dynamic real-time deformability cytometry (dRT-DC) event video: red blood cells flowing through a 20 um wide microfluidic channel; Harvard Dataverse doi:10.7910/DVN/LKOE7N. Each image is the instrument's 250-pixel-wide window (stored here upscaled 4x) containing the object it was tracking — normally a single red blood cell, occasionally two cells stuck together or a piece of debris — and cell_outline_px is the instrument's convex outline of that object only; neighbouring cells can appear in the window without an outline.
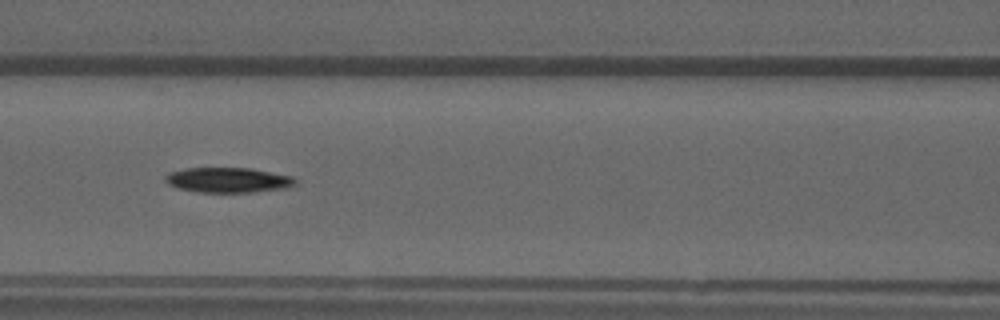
{"species": "common noctule bat (a hibernating species)", "species_latin": "Nyctalus noctula", "temperature_condition": "warm", "stored_images_in_passage": 53, "camera_frame_rate_fps": 3000, "um_per_image_px": 0.085, "animal": {"sex": "male", "forearm_length_mm": 52.5}, "frame": {"image": 1, "passage_image": 23, "time_ms": 7.333, "image_size_px": [1000, 320], "cell_outline_px": [[296, 184], [292, 188], [256, 192], [196, 192], [176, 188], [168, 184], [164, 180], [164, 176], [168, 172], [188, 168], [252, 168], [292, 176], [296, 180]], "centroid_in_image_um": [19.41, 15.31], "position_along_channel_um": 147.2, "area_um2": 19.36}}
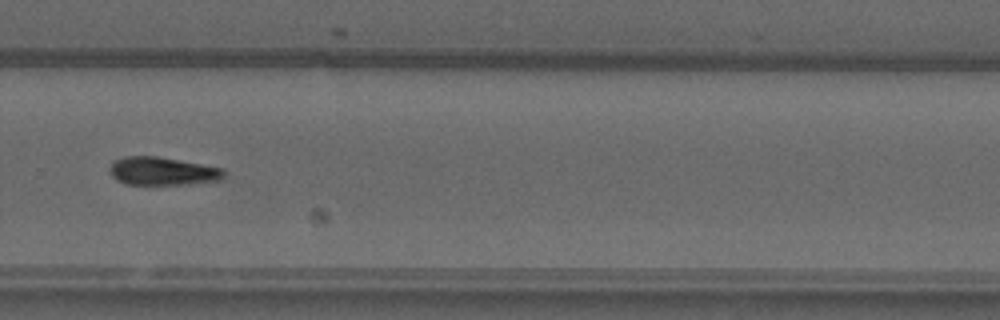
{"frame": {"image": 2, "passage_image": 36, "time_ms": 11.667, "image_size_px": [1000, 320], "cell_outline_px": [[228, 176], [224, 180], [188, 184], [124, 184], [116, 180], [112, 176], [108, 168], [112, 160], [124, 156], [156, 156], [224, 168], [228, 172]], "centroid_in_image_um": [13.85, 14.55], "position_along_channel_um": 315.9, "area_um2": 19.19}}
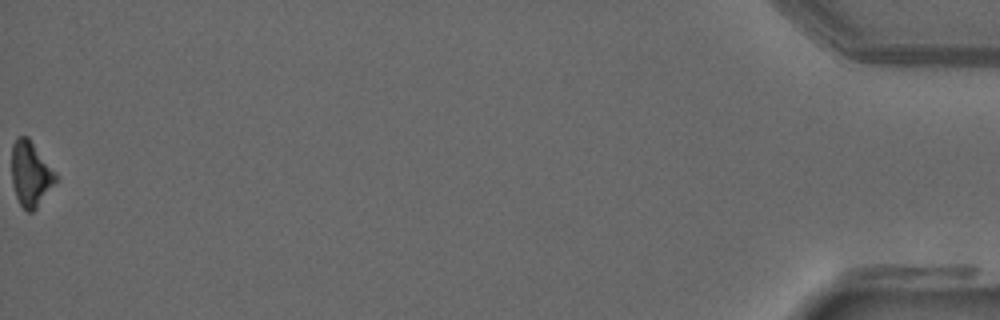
{"frame": {"image": 3, "passage_image": 53, "time_ms": 17.333, "image_size_px": [1000, 320], "cell_outline_px": [[60, 176], [36, 208], [32, 212], [28, 212], [20, 204], [16, 196], [12, 184], [12, 144], [20, 136], [28, 136]], "centroid_in_image_um": [2.62, 14.76], "position_along_channel_um": 432.6, "area_um2": 16.76}, "authors_computed_cell_mechanics": {"area_um2": 19.2474, "velocity_mm_per_s": 3.9105, "shape_relaxation_time_tau1_ms": 3.2921, "shape_relaxation_time_tau2_ms": null, "deformation_change_tau1": 0.1126, "deformation_change_tau2": null}}